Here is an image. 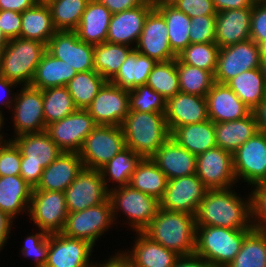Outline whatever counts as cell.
Listing matches in <instances>:
<instances>
[{
    "mask_svg": "<svg viewBox=\"0 0 266 267\" xmlns=\"http://www.w3.org/2000/svg\"><path fill=\"white\" fill-rule=\"evenodd\" d=\"M251 195L244 201L231 188L208 189L195 215L197 226L252 230Z\"/></svg>",
    "mask_w": 266,
    "mask_h": 267,
    "instance_id": "cell-1",
    "label": "cell"
},
{
    "mask_svg": "<svg viewBox=\"0 0 266 267\" xmlns=\"http://www.w3.org/2000/svg\"><path fill=\"white\" fill-rule=\"evenodd\" d=\"M196 229L195 215L160 208L143 232L178 255L190 256L195 251Z\"/></svg>",
    "mask_w": 266,
    "mask_h": 267,
    "instance_id": "cell-2",
    "label": "cell"
},
{
    "mask_svg": "<svg viewBox=\"0 0 266 267\" xmlns=\"http://www.w3.org/2000/svg\"><path fill=\"white\" fill-rule=\"evenodd\" d=\"M125 146L151 158L170 138L165 113L130 111L121 124Z\"/></svg>",
    "mask_w": 266,
    "mask_h": 267,
    "instance_id": "cell-3",
    "label": "cell"
},
{
    "mask_svg": "<svg viewBox=\"0 0 266 267\" xmlns=\"http://www.w3.org/2000/svg\"><path fill=\"white\" fill-rule=\"evenodd\" d=\"M250 231L197 226L194 255L204 258L213 267H226L234 260Z\"/></svg>",
    "mask_w": 266,
    "mask_h": 267,
    "instance_id": "cell-4",
    "label": "cell"
},
{
    "mask_svg": "<svg viewBox=\"0 0 266 267\" xmlns=\"http://www.w3.org/2000/svg\"><path fill=\"white\" fill-rule=\"evenodd\" d=\"M45 51L46 44L41 41L20 37L9 40L2 48L0 76L29 86Z\"/></svg>",
    "mask_w": 266,
    "mask_h": 267,
    "instance_id": "cell-5",
    "label": "cell"
},
{
    "mask_svg": "<svg viewBox=\"0 0 266 267\" xmlns=\"http://www.w3.org/2000/svg\"><path fill=\"white\" fill-rule=\"evenodd\" d=\"M11 140L21 152L20 176L35 189L40 182L43 170L63 151L46 130L15 136Z\"/></svg>",
    "mask_w": 266,
    "mask_h": 267,
    "instance_id": "cell-6",
    "label": "cell"
},
{
    "mask_svg": "<svg viewBox=\"0 0 266 267\" xmlns=\"http://www.w3.org/2000/svg\"><path fill=\"white\" fill-rule=\"evenodd\" d=\"M109 199L114 221L117 220L118 211H123L135 232H143L160 209L158 199L134 189L129 184L109 189Z\"/></svg>",
    "mask_w": 266,
    "mask_h": 267,
    "instance_id": "cell-7",
    "label": "cell"
},
{
    "mask_svg": "<svg viewBox=\"0 0 266 267\" xmlns=\"http://www.w3.org/2000/svg\"><path fill=\"white\" fill-rule=\"evenodd\" d=\"M114 222L110 199L82 211L68 213L61 233L67 237L81 239L93 246L98 238L107 231Z\"/></svg>",
    "mask_w": 266,
    "mask_h": 267,
    "instance_id": "cell-8",
    "label": "cell"
},
{
    "mask_svg": "<svg viewBox=\"0 0 266 267\" xmlns=\"http://www.w3.org/2000/svg\"><path fill=\"white\" fill-rule=\"evenodd\" d=\"M125 147L121 126L97 125L87 135L79 155L85 168L100 170Z\"/></svg>",
    "mask_w": 266,
    "mask_h": 267,
    "instance_id": "cell-9",
    "label": "cell"
},
{
    "mask_svg": "<svg viewBox=\"0 0 266 267\" xmlns=\"http://www.w3.org/2000/svg\"><path fill=\"white\" fill-rule=\"evenodd\" d=\"M22 87L19 93H15L14 98L11 97L10 100L1 102V105L14 108L13 125L14 133L16 132L14 136L38 133L45 131L47 128L44 119L42 90L30 85Z\"/></svg>",
    "mask_w": 266,
    "mask_h": 267,
    "instance_id": "cell-10",
    "label": "cell"
},
{
    "mask_svg": "<svg viewBox=\"0 0 266 267\" xmlns=\"http://www.w3.org/2000/svg\"><path fill=\"white\" fill-rule=\"evenodd\" d=\"M264 52L265 50L252 39L220 48L214 74L215 82L226 84L242 72L260 68Z\"/></svg>",
    "mask_w": 266,
    "mask_h": 267,
    "instance_id": "cell-11",
    "label": "cell"
},
{
    "mask_svg": "<svg viewBox=\"0 0 266 267\" xmlns=\"http://www.w3.org/2000/svg\"><path fill=\"white\" fill-rule=\"evenodd\" d=\"M28 212L39 230L49 234L61 233L69 213L65 193L33 190Z\"/></svg>",
    "mask_w": 266,
    "mask_h": 267,
    "instance_id": "cell-12",
    "label": "cell"
},
{
    "mask_svg": "<svg viewBox=\"0 0 266 267\" xmlns=\"http://www.w3.org/2000/svg\"><path fill=\"white\" fill-rule=\"evenodd\" d=\"M86 110L96 125L121 126L130 112L129 91L106 81Z\"/></svg>",
    "mask_w": 266,
    "mask_h": 267,
    "instance_id": "cell-13",
    "label": "cell"
},
{
    "mask_svg": "<svg viewBox=\"0 0 266 267\" xmlns=\"http://www.w3.org/2000/svg\"><path fill=\"white\" fill-rule=\"evenodd\" d=\"M195 174L208 189H228L238 182L233 154L219 146L197 155Z\"/></svg>",
    "mask_w": 266,
    "mask_h": 267,
    "instance_id": "cell-14",
    "label": "cell"
},
{
    "mask_svg": "<svg viewBox=\"0 0 266 267\" xmlns=\"http://www.w3.org/2000/svg\"><path fill=\"white\" fill-rule=\"evenodd\" d=\"M234 172L248 185L266 182V136L258 131L233 153Z\"/></svg>",
    "mask_w": 266,
    "mask_h": 267,
    "instance_id": "cell-15",
    "label": "cell"
},
{
    "mask_svg": "<svg viewBox=\"0 0 266 267\" xmlns=\"http://www.w3.org/2000/svg\"><path fill=\"white\" fill-rule=\"evenodd\" d=\"M69 213L82 211L109 198L100 170L83 168L64 191Z\"/></svg>",
    "mask_w": 266,
    "mask_h": 267,
    "instance_id": "cell-16",
    "label": "cell"
},
{
    "mask_svg": "<svg viewBox=\"0 0 266 267\" xmlns=\"http://www.w3.org/2000/svg\"><path fill=\"white\" fill-rule=\"evenodd\" d=\"M96 126L86 109H76L65 118L49 124L46 131L63 152L79 153L87 135Z\"/></svg>",
    "mask_w": 266,
    "mask_h": 267,
    "instance_id": "cell-17",
    "label": "cell"
},
{
    "mask_svg": "<svg viewBox=\"0 0 266 267\" xmlns=\"http://www.w3.org/2000/svg\"><path fill=\"white\" fill-rule=\"evenodd\" d=\"M207 190L196 174L170 179L159 200L160 208L196 215Z\"/></svg>",
    "mask_w": 266,
    "mask_h": 267,
    "instance_id": "cell-18",
    "label": "cell"
},
{
    "mask_svg": "<svg viewBox=\"0 0 266 267\" xmlns=\"http://www.w3.org/2000/svg\"><path fill=\"white\" fill-rule=\"evenodd\" d=\"M46 50L77 73L94 70V45L80 40L75 31H57L48 41Z\"/></svg>",
    "mask_w": 266,
    "mask_h": 267,
    "instance_id": "cell-19",
    "label": "cell"
},
{
    "mask_svg": "<svg viewBox=\"0 0 266 267\" xmlns=\"http://www.w3.org/2000/svg\"><path fill=\"white\" fill-rule=\"evenodd\" d=\"M167 32L164 17L153 8L145 19L140 38L134 49L156 62L176 59L177 55L171 49Z\"/></svg>",
    "mask_w": 266,
    "mask_h": 267,
    "instance_id": "cell-20",
    "label": "cell"
},
{
    "mask_svg": "<svg viewBox=\"0 0 266 267\" xmlns=\"http://www.w3.org/2000/svg\"><path fill=\"white\" fill-rule=\"evenodd\" d=\"M93 245L62 233L49 234V250L44 267H94L89 262Z\"/></svg>",
    "mask_w": 266,
    "mask_h": 267,
    "instance_id": "cell-21",
    "label": "cell"
},
{
    "mask_svg": "<svg viewBox=\"0 0 266 267\" xmlns=\"http://www.w3.org/2000/svg\"><path fill=\"white\" fill-rule=\"evenodd\" d=\"M154 8V3L145 1L142 5L112 14L106 42L123 44L133 47L137 45L148 13Z\"/></svg>",
    "mask_w": 266,
    "mask_h": 267,
    "instance_id": "cell-22",
    "label": "cell"
},
{
    "mask_svg": "<svg viewBox=\"0 0 266 267\" xmlns=\"http://www.w3.org/2000/svg\"><path fill=\"white\" fill-rule=\"evenodd\" d=\"M132 251L118 253L129 267H173L181 257L153 241L144 232H136Z\"/></svg>",
    "mask_w": 266,
    "mask_h": 267,
    "instance_id": "cell-23",
    "label": "cell"
},
{
    "mask_svg": "<svg viewBox=\"0 0 266 267\" xmlns=\"http://www.w3.org/2000/svg\"><path fill=\"white\" fill-rule=\"evenodd\" d=\"M165 119L170 133L177 127L208 120L206 97L178 92L166 100Z\"/></svg>",
    "mask_w": 266,
    "mask_h": 267,
    "instance_id": "cell-24",
    "label": "cell"
},
{
    "mask_svg": "<svg viewBox=\"0 0 266 267\" xmlns=\"http://www.w3.org/2000/svg\"><path fill=\"white\" fill-rule=\"evenodd\" d=\"M208 117L213 123L243 119L253 111L227 84L214 83L206 95Z\"/></svg>",
    "mask_w": 266,
    "mask_h": 267,
    "instance_id": "cell-25",
    "label": "cell"
},
{
    "mask_svg": "<svg viewBox=\"0 0 266 267\" xmlns=\"http://www.w3.org/2000/svg\"><path fill=\"white\" fill-rule=\"evenodd\" d=\"M252 7L216 14L215 43L224 48L250 39Z\"/></svg>",
    "mask_w": 266,
    "mask_h": 267,
    "instance_id": "cell-26",
    "label": "cell"
},
{
    "mask_svg": "<svg viewBox=\"0 0 266 267\" xmlns=\"http://www.w3.org/2000/svg\"><path fill=\"white\" fill-rule=\"evenodd\" d=\"M84 168L79 153L62 152L42 173L33 190L64 192Z\"/></svg>",
    "mask_w": 266,
    "mask_h": 267,
    "instance_id": "cell-27",
    "label": "cell"
},
{
    "mask_svg": "<svg viewBox=\"0 0 266 267\" xmlns=\"http://www.w3.org/2000/svg\"><path fill=\"white\" fill-rule=\"evenodd\" d=\"M196 155L178 145L171 137L156 151L151 159L170 179L196 173Z\"/></svg>",
    "mask_w": 266,
    "mask_h": 267,
    "instance_id": "cell-28",
    "label": "cell"
},
{
    "mask_svg": "<svg viewBox=\"0 0 266 267\" xmlns=\"http://www.w3.org/2000/svg\"><path fill=\"white\" fill-rule=\"evenodd\" d=\"M112 13L98 0H89L75 32L85 43L97 45L106 42Z\"/></svg>",
    "mask_w": 266,
    "mask_h": 267,
    "instance_id": "cell-29",
    "label": "cell"
},
{
    "mask_svg": "<svg viewBox=\"0 0 266 267\" xmlns=\"http://www.w3.org/2000/svg\"><path fill=\"white\" fill-rule=\"evenodd\" d=\"M170 137L196 156L217 146L214 123L210 119L177 127L171 132Z\"/></svg>",
    "mask_w": 266,
    "mask_h": 267,
    "instance_id": "cell-30",
    "label": "cell"
},
{
    "mask_svg": "<svg viewBox=\"0 0 266 267\" xmlns=\"http://www.w3.org/2000/svg\"><path fill=\"white\" fill-rule=\"evenodd\" d=\"M32 191L33 188L20 175L0 177V210L13 219L20 212H26Z\"/></svg>",
    "mask_w": 266,
    "mask_h": 267,
    "instance_id": "cell-31",
    "label": "cell"
},
{
    "mask_svg": "<svg viewBox=\"0 0 266 267\" xmlns=\"http://www.w3.org/2000/svg\"><path fill=\"white\" fill-rule=\"evenodd\" d=\"M216 144L232 154L258 132L254 112L243 119L214 123Z\"/></svg>",
    "mask_w": 266,
    "mask_h": 267,
    "instance_id": "cell-32",
    "label": "cell"
},
{
    "mask_svg": "<svg viewBox=\"0 0 266 267\" xmlns=\"http://www.w3.org/2000/svg\"><path fill=\"white\" fill-rule=\"evenodd\" d=\"M77 74L68 63L52 56L47 50L36 67L30 86L45 90L47 88L67 86Z\"/></svg>",
    "mask_w": 266,
    "mask_h": 267,
    "instance_id": "cell-33",
    "label": "cell"
},
{
    "mask_svg": "<svg viewBox=\"0 0 266 267\" xmlns=\"http://www.w3.org/2000/svg\"><path fill=\"white\" fill-rule=\"evenodd\" d=\"M154 8L164 17L172 51L178 55L190 43L191 18L174 7L169 1L154 3Z\"/></svg>",
    "mask_w": 266,
    "mask_h": 267,
    "instance_id": "cell-34",
    "label": "cell"
},
{
    "mask_svg": "<svg viewBox=\"0 0 266 267\" xmlns=\"http://www.w3.org/2000/svg\"><path fill=\"white\" fill-rule=\"evenodd\" d=\"M21 17L20 38L41 41L47 45L57 32L46 3H36L22 12Z\"/></svg>",
    "mask_w": 266,
    "mask_h": 267,
    "instance_id": "cell-35",
    "label": "cell"
},
{
    "mask_svg": "<svg viewBox=\"0 0 266 267\" xmlns=\"http://www.w3.org/2000/svg\"><path fill=\"white\" fill-rule=\"evenodd\" d=\"M156 63L154 59L133 49L110 82L128 91L145 85Z\"/></svg>",
    "mask_w": 266,
    "mask_h": 267,
    "instance_id": "cell-36",
    "label": "cell"
},
{
    "mask_svg": "<svg viewBox=\"0 0 266 267\" xmlns=\"http://www.w3.org/2000/svg\"><path fill=\"white\" fill-rule=\"evenodd\" d=\"M168 178L151 158H142L131 175L129 185L160 200L167 188Z\"/></svg>",
    "mask_w": 266,
    "mask_h": 267,
    "instance_id": "cell-37",
    "label": "cell"
},
{
    "mask_svg": "<svg viewBox=\"0 0 266 267\" xmlns=\"http://www.w3.org/2000/svg\"><path fill=\"white\" fill-rule=\"evenodd\" d=\"M227 86L253 111L266 96V86L260 68L240 73Z\"/></svg>",
    "mask_w": 266,
    "mask_h": 267,
    "instance_id": "cell-38",
    "label": "cell"
},
{
    "mask_svg": "<svg viewBox=\"0 0 266 267\" xmlns=\"http://www.w3.org/2000/svg\"><path fill=\"white\" fill-rule=\"evenodd\" d=\"M133 49L128 45L109 42L94 45V70L106 81H111Z\"/></svg>",
    "mask_w": 266,
    "mask_h": 267,
    "instance_id": "cell-39",
    "label": "cell"
},
{
    "mask_svg": "<svg viewBox=\"0 0 266 267\" xmlns=\"http://www.w3.org/2000/svg\"><path fill=\"white\" fill-rule=\"evenodd\" d=\"M141 159L142 157L140 155L128 147H125L117 153L100 169L106 188H110L107 186L109 185L107 183H110L111 180L113 183L117 182L118 185L116 187L128 185L131 175ZM107 177L109 178L107 179Z\"/></svg>",
    "mask_w": 266,
    "mask_h": 267,
    "instance_id": "cell-40",
    "label": "cell"
},
{
    "mask_svg": "<svg viewBox=\"0 0 266 267\" xmlns=\"http://www.w3.org/2000/svg\"><path fill=\"white\" fill-rule=\"evenodd\" d=\"M106 80L95 70L77 73L67 84L77 109H86Z\"/></svg>",
    "mask_w": 266,
    "mask_h": 267,
    "instance_id": "cell-41",
    "label": "cell"
},
{
    "mask_svg": "<svg viewBox=\"0 0 266 267\" xmlns=\"http://www.w3.org/2000/svg\"><path fill=\"white\" fill-rule=\"evenodd\" d=\"M226 267H266V233L252 229L234 260Z\"/></svg>",
    "mask_w": 266,
    "mask_h": 267,
    "instance_id": "cell-42",
    "label": "cell"
},
{
    "mask_svg": "<svg viewBox=\"0 0 266 267\" xmlns=\"http://www.w3.org/2000/svg\"><path fill=\"white\" fill-rule=\"evenodd\" d=\"M89 0H50L52 21L57 31H75Z\"/></svg>",
    "mask_w": 266,
    "mask_h": 267,
    "instance_id": "cell-43",
    "label": "cell"
},
{
    "mask_svg": "<svg viewBox=\"0 0 266 267\" xmlns=\"http://www.w3.org/2000/svg\"><path fill=\"white\" fill-rule=\"evenodd\" d=\"M177 73L180 92L206 97L215 83L211 71L182 63L177 58Z\"/></svg>",
    "mask_w": 266,
    "mask_h": 267,
    "instance_id": "cell-44",
    "label": "cell"
},
{
    "mask_svg": "<svg viewBox=\"0 0 266 267\" xmlns=\"http://www.w3.org/2000/svg\"><path fill=\"white\" fill-rule=\"evenodd\" d=\"M42 93L46 127L72 114L77 109L67 86L47 88L42 90Z\"/></svg>",
    "mask_w": 266,
    "mask_h": 267,
    "instance_id": "cell-45",
    "label": "cell"
},
{
    "mask_svg": "<svg viewBox=\"0 0 266 267\" xmlns=\"http://www.w3.org/2000/svg\"><path fill=\"white\" fill-rule=\"evenodd\" d=\"M146 85L150 86L166 100L180 92L177 58L165 62H157L148 76Z\"/></svg>",
    "mask_w": 266,
    "mask_h": 267,
    "instance_id": "cell-46",
    "label": "cell"
},
{
    "mask_svg": "<svg viewBox=\"0 0 266 267\" xmlns=\"http://www.w3.org/2000/svg\"><path fill=\"white\" fill-rule=\"evenodd\" d=\"M220 47L215 42L189 44L177 58L185 64L215 74Z\"/></svg>",
    "mask_w": 266,
    "mask_h": 267,
    "instance_id": "cell-47",
    "label": "cell"
},
{
    "mask_svg": "<svg viewBox=\"0 0 266 267\" xmlns=\"http://www.w3.org/2000/svg\"><path fill=\"white\" fill-rule=\"evenodd\" d=\"M130 111L165 113L166 99L148 85L129 90Z\"/></svg>",
    "mask_w": 266,
    "mask_h": 267,
    "instance_id": "cell-48",
    "label": "cell"
},
{
    "mask_svg": "<svg viewBox=\"0 0 266 267\" xmlns=\"http://www.w3.org/2000/svg\"><path fill=\"white\" fill-rule=\"evenodd\" d=\"M40 231L26 237L21 249L24 257H35V267L45 266L49 250V233L44 230Z\"/></svg>",
    "mask_w": 266,
    "mask_h": 267,
    "instance_id": "cell-49",
    "label": "cell"
},
{
    "mask_svg": "<svg viewBox=\"0 0 266 267\" xmlns=\"http://www.w3.org/2000/svg\"><path fill=\"white\" fill-rule=\"evenodd\" d=\"M216 15H203L191 18L190 43L215 41Z\"/></svg>",
    "mask_w": 266,
    "mask_h": 267,
    "instance_id": "cell-50",
    "label": "cell"
},
{
    "mask_svg": "<svg viewBox=\"0 0 266 267\" xmlns=\"http://www.w3.org/2000/svg\"><path fill=\"white\" fill-rule=\"evenodd\" d=\"M21 152L16 144L10 142L0 145V177L20 175Z\"/></svg>",
    "mask_w": 266,
    "mask_h": 267,
    "instance_id": "cell-51",
    "label": "cell"
},
{
    "mask_svg": "<svg viewBox=\"0 0 266 267\" xmlns=\"http://www.w3.org/2000/svg\"><path fill=\"white\" fill-rule=\"evenodd\" d=\"M251 192L252 227L266 233V182L255 185Z\"/></svg>",
    "mask_w": 266,
    "mask_h": 267,
    "instance_id": "cell-52",
    "label": "cell"
},
{
    "mask_svg": "<svg viewBox=\"0 0 266 267\" xmlns=\"http://www.w3.org/2000/svg\"><path fill=\"white\" fill-rule=\"evenodd\" d=\"M250 39L266 50V0H257L252 6Z\"/></svg>",
    "mask_w": 266,
    "mask_h": 267,
    "instance_id": "cell-53",
    "label": "cell"
},
{
    "mask_svg": "<svg viewBox=\"0 0 266 267\" xmlns=\"http://www.w3.org/2000/svg\"><path fill=\"white\" fill-rule=\"evenodd\" d=\"M174 7L190 18L203 15H216L213 0H168Z\"/></svg>",
    "mask_w": 266,
    "mask_h": 267,
    "instance_id": "cell-54",
    "label": "cell"
},
{
    "mask_svg": "<svg viewBox=\"0 0 266 267\" xmlns=\"http://www.w3.org/2000/svg\"><path fill=\"white\" fill-rule=\"evenodd\" d=\"M21 13L12 10H0V28L8 40L20 37Z\"/></svg>",
    "mask_w": 266,
    "mask_h": 267,
    "instance_id": "cell-55",
    "label": "cell"
},
{
    "mask_svg": "<svg viewBox=\"0 0 266 267\" xmlns=\"http://www.w3.org/2000/svg\"><path fill=\"white\" fill-rule=\"evenodd\" d=\"M104 4L112 13H119L125 10L136 8L142 5L146 0H98Z\"/></svg>",
    "mask_w": 266,
    "mask_h": 267,
    "instance_id": "cell-56",
    "label": "cell"
},
{
    "mask_svg": "<svg viewBox=\"0 0 266 267\" xmlns=\"http://www.w3.org/2000/svg\"><path fill=\"white\" fill-rule=\"evenodd\" d=\"M256 1L257 0H213L217 13L224 10L252 7Z\"/></svg>",
    "mask_w": 266,
    "mask_h": 267,
    "instance_id": "cell-57",
    "label": "cell"
},
{
    "mask_svg": "<svg viewBox=\"0 0 266 267\" xmlns=\"http://www.w3.org/2000/svg\"><path fill=\"white\" fill-rule=\"evenodd\" d=\"M36 3L35 0H0V10H12L22 13Z\"/></svg>",
    "mask_w": 266,
    "mask_h": 267,
    "instance_id": "cell-58",
    "label": "cell"
},
{
    "mask_svg": "<svg viewBox=\"0 0 266 267\" xmlns=\"http://www.w3.org/2000/svg\"><path fill=\"white\" fill-rule=\"evenodd\" d=\"M13 218L6 212L0 210V251L3 249L13 224Z\"/></svg>",
    "mask_w": 266,
    "mask_h": 267,
    "instance_id": "cell-59",
    "label": "cell"
},
{
    "mask_svg": "<svg viewBox=\"0 0 266 267\" xmlns=\"http://www.w3.org/2000/svg\"><path fill=\"white\" fill-rule=\"evenodd\" d=\"M173 267H213L204 258L196 255L181 256Z\"/></svg>",
    "mask_w": 266,
    "mask_h": 267,
    "instance_id": "cell-60",
    "label": "cell"
},
{
    "mask_svg": "<svg viewBox=\"0 0 266 267\" xmlns=\"http://www.w3.org/2000/svg\"><path fill=\"white\" fill-rule=\"evenodd\" d=\"M253 112L256 116L258 131L266 136V96Z\"/></svg>",
    "mask_w": 266,
    "mask_h": 267,
    "instance_id": "cell-61",
    "label": "cell"
},
{
    "mask_svg": "<svg viewBox=\"0 0 266 267\" xmlns=\"http://www.w3.org/2000/svg\"><path fill=\"white\" fill-rule=\"evenodd\" d=\"M98 265L96 263L94 264V267H129L128 264L118 255V252L115 256H111V258H109L105 263H99Z\"/></svg>",
    "mask_w": 266,
    "mask_h": 267,
    "instance_id": "cell-62",
    "label": "cell"
},
{
    "mask_svg": "<svg viewBox=\"0 0 266 267\" xmlns=\"http://www.w3.org/2000/svg\"><path fill=\"white\" fill-rule=\"evenodd\" d=\"M15 86H17V83H15V82H13V81H10V80H8L7 78H5V77H1L0 76V90L2 91V93H3V91H4V93H7L8 95H11V88H14ZM0 91V92H1ZM10 93V94H9ZM2 101V100H1ZM0 101V102H1ZM0 112H3V111H1L0 110Z\"/></svg>",
    "mask_w": 266,
    "mask_h": 267,
    "instance_id": "cell-63",
    "label": "cell"
},
{
    "mask_svg": "<svg viewBox=\"0 0 266 267\" xmlns=\"http://www.w3.org/2000/svg\"><path fill=\"white\" fill-rule=\"evenodd\" d=\"M260 70H261V72L263 74L264 81H265V86H266V50L263 53L262 58H261Z\"/></svg>",
    "mask_w": 266,
    "mask_h": 267,
    "instance_id": "cell-64",
    "label": "cell"
},
{
    "mask_svg": "<svg viewBox=\"0 0 266 267\" xmlns=\"http://www.w3.org/2000/svg\"><path fill=\"white\" fill-rule=\"evenodd\" d=\"M3 121H4V117L2 115V112H0V132H1L2 126L5 124ZM2 134L3 133H0V145L11 141V139H9L8 141L7 140H4L3 139L4 136H2Z\"/></svg>",
    "mask_w": 266,
    "mask_h": 267,
    "instance_id": "cell-65",
    "label": "cell"
},
{
    "mask_svg": "<svg viewBox=\"0 0 266 267\" xmlns=\"http://www.w3.org/2000/svg\"><path fill=\"white\" fill-rule=\"evenodd\" d=\"M8 42L9 40L5 37L4 33L2 32L0 28V46L3 48L6 46Z\"/></svg>",
    "mask_w": 266,
    "mask_h": 267,
    "instance_id": "cell-66",
    "label": "cell"
},
{
    "mask_svg": "<svg viewBox=\"0 0 266 267\" xmlns=\"http://www.w3.org/2000/svg\"><path fill=\"white\" fill-rule=\"evenodd\" d=\"M37 3H47L49 2L50 0H35Z\"/></svg>",
    "mask_w": 266,
    "mask_h": 267,
    "instance_id": "cell-67",
    "label": "cell"
},
{
    "mask_svg": "<svg viewBox=\"0 0 266 267\" xmlns=\"http://www.w3.org/2000/svg\"><path fill=\"white\" fill-rule=\"evenodd\" d=\"M146 1H150L152 3H156V2H159V1H168V0H146Z\"/></svg>",
    "mask_w": 266,
    "mask_h": 267,
    "instance_id": "cell-68",
    "label": "cell"
},
{
    "mask_svg": "<svg viewBox=\"0 0 266 267\" xmlns=\"http://www.w3.org/2000/svg\"><path fill=\"white\" fill-rule=\"evenodd\" d=\"M2 47L0 46V62H1Z\"/></svg>",
    "mask_w": 266,
    "mask_h": 267,
    "instance_id": "cell-69",
    "label": "cell"
}]
</instances>
